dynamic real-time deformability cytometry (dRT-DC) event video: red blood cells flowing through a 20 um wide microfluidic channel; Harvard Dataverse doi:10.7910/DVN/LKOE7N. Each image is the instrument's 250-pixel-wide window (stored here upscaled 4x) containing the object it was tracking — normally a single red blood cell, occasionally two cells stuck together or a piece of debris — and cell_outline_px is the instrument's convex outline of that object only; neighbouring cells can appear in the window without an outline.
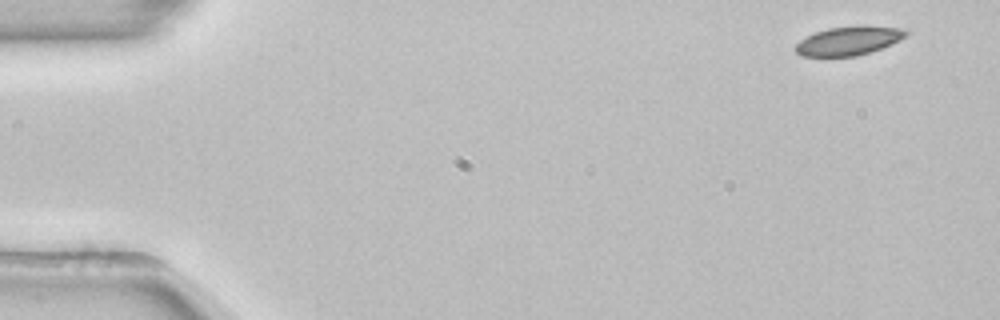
{"species": "common noctule bat (a hibernating species)", "species_latin": "Nyctalus noctula", "temperature_condition": "room temperature", "stored_images_in_passage": 51, "camera_frame_rate_fps": 3000, "um_per_image_px": 0.085, "animal": {"sex": "female", "body_mass_g": 22.7, "forearm_length_mm": 54.2}, "frame": {"image": 1, "passage_image": 1, "time_ms": 0.0, "image_size_px": [1000, 320], "cell_outline_px": [[908, 32], [900, 40], [880, 48], [856, 56], [800, 56], [796, 52], [796, 44], [800, 40], [816, 32], [828, 28], [904, 28]], "centroid_in_image_um": [72.07, 3.51], "position_along_channel_um": 12.9, "area_um2": 17.46}}
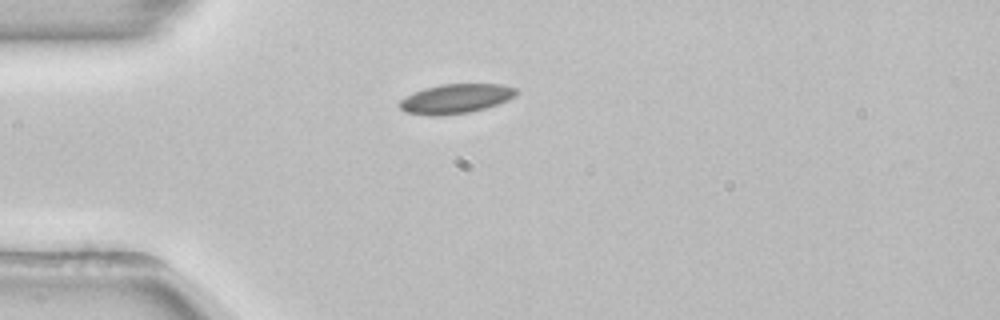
{"frame": {"image": 2, "passage_image": 12, "time_ms": 3.667, "image_size_px": [1000, 320], "cell_outline_px": [[516, 96], [508, 100], [484, 108], [468, 112], [440, 116], [428, 116], [404, 112], [400, 108], [400, 100], [424, 88], [440, 84], [504, 84], [516, 88]], "centroid_in_image_um": [38.74, 8.39], "position_along_channel_um": 46.3, "area_um2": 19.94}}
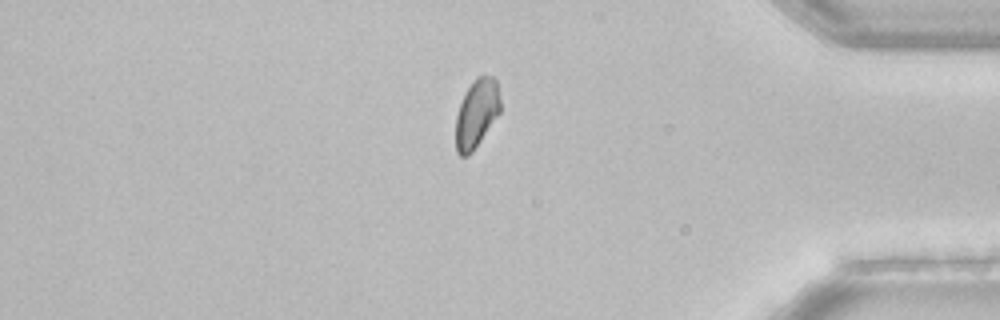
{"frame": {"image": 3, "passage_image": 43, "time_ms": 14.0, "image_size_px": [1000, 320], "cell_outline_px": [[500, 112], [472, 152], [468, 156], [460, 156], [456, 152], [456, 116], [460, 104], [468, 88], [476, 76], [492, 76], [496, 80], [500, 100]], "centroid_in_image_um": [40.5, 9.65], "position_along_channel_um": 394.7, "area_um2": 17.51}}